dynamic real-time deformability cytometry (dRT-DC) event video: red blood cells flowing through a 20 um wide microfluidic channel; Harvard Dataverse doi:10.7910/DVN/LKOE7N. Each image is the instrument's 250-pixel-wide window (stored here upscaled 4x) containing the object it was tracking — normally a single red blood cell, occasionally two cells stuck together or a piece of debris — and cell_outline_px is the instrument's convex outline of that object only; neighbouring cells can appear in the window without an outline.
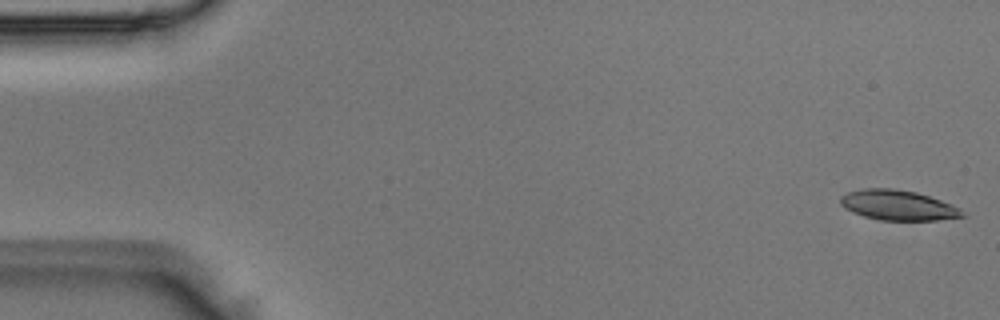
{"species": "Egyptian fruit bat (a non-hibernating species)", "species_latin": "Rousettus aegyptiacus", "temperature_condition": "room temperature", "stored_images_in_passage": 5, "camera_frame_rate_fps": 3000, "um_per_image_px": 0.085, "animal": {"sex": "male"}, "frame": {"image": 1, "passage_image": 1, "time_ms": 0.0, "image_size_px": [1000, 320], "cell_outline_px": [[964, 216], [936, 220], [880, 220], [864, 216], [852, 212], [844, 208], [840, 204], [840, 196], [848, 192], [860, 188], [892, 188], [916, 192], [940, 200], [960, 208]], "centroid_in_image_um": [76.26, 17.43], "position_along_channel_um": 8.7, "area_um2": 21.27}}
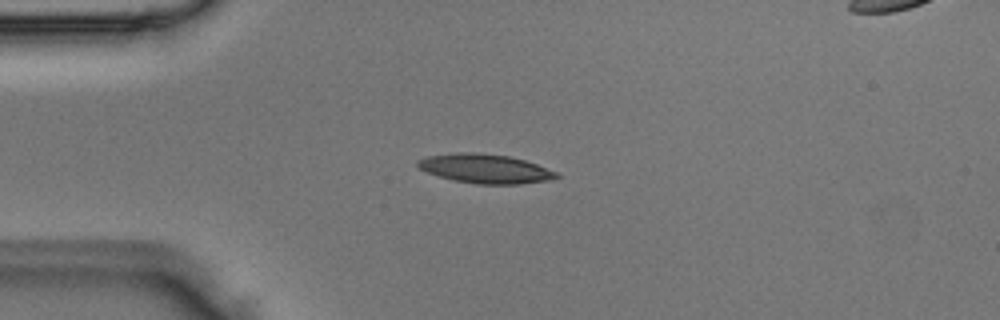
{"frame": {"image": 2, "passage_image": 4, "time_ms": 1.0, "image_size_px": [1000, 320], "cell_outline_px": [[560, 176], [552, 180], [520, 184], [476, 184], [452, 180], [428, 172], [420, 168], [416, 164], [416, 160], [428, 156], [456, 152], [476, 152], [508, 156], [524, 160], [560, 172]], "centroid_in_image_um": [41.28, 14.34], "position_along_channel_um": 43.7, "area_um2": 23.7}}